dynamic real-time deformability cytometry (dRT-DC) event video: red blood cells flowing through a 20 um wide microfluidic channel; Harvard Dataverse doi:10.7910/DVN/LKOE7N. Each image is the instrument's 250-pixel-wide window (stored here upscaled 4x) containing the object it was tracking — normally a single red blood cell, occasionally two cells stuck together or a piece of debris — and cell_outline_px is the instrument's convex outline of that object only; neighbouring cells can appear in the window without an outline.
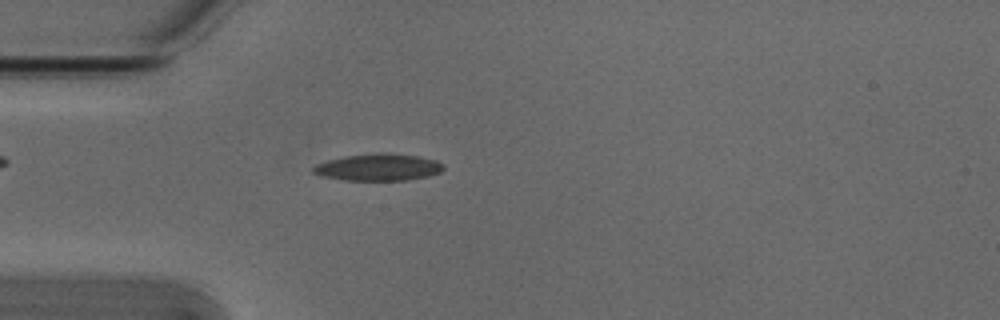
{"species": "Egyptian fruit bat (a non-hibernating species)", "species_latin": "Rousettus aegyptiacus", "temperature_condition": "cold", "stored_images_in_passage": 2, "camera_frame_rate_fps": 3000, "um_per_image_px": 0.085, "animal": {"sex": "male"}, "frame": {"image": 1, "passage_image": 2, "time_ms": 0.333, "image_size_px": [1000, 320], "cell_outline_px": [[444, 168], [440, 172], [428, 176], [408, 180], [344, 180], [320, 176], [312, 172], [312, 168], [316, 164], [328, 160], [344, 156], [416, 156], [436, 160], [444, 164]], "centroid_in_image_um": [32.13, 14.27], "position_along_channel_um": 52.9, "area_um2": 19.42}}